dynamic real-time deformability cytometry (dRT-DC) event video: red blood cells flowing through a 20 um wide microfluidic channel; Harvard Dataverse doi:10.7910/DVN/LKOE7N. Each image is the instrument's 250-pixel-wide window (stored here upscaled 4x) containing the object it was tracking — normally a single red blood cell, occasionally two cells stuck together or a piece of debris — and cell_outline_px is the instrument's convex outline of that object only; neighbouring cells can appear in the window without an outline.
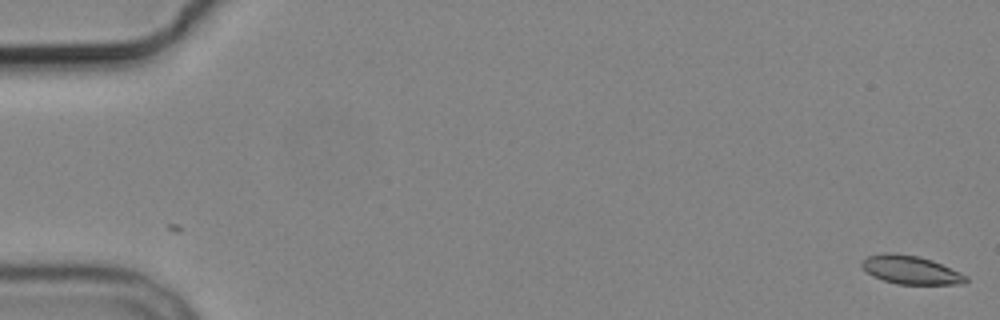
{"species": "common noctule bat (a hibernating species)", "species_latin": "Nyctalus noctula", "temperature_condition": "cold", "stored_images_in_passage": 10, "camera_frame_rate_fps": 3000, "um_per_image_px": 0.085, "animal": {"sex": "male", "body_mass_g": 19.2, "forearm_length_mm": 51.8}, "frame": {"image": 1, "passage_image": 1, "time_ms": 0.0, "image_size_px": [1000, 320], "cell_outline_px": [[968, 280], [964, 284], [896, 284], [872, 276], [860, 264], [868, 256], [884, 252], [892, 252], [920, 256], [932, 260], [960, 272], [968, 276]], "centroid_in_image_um": [77.43, 22.94], "position_along_channel_um": 7.6, "area_um2": 17.28}}
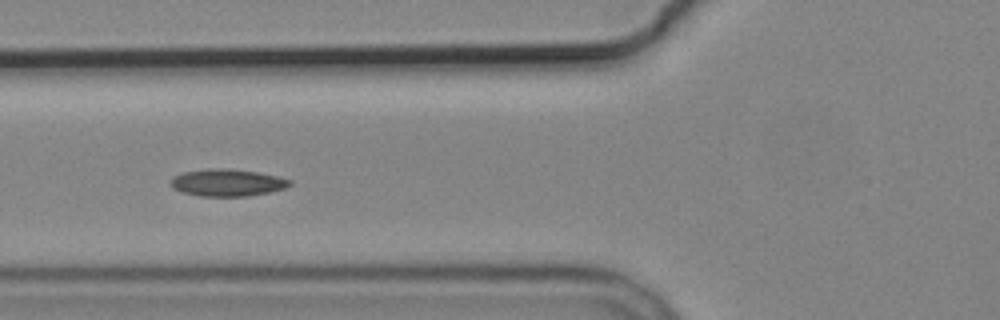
{"frame": {"image": 2, "passage_image": 7, "time_ms": 7.0, "image_size_px": [1000, 320], "cell_outline_px": [[292, 184], [284, 188], [268, 192], [244, 196], [200, 196], [184, 192], [172, 188], [168, 184], [168, 180], [172, 176], [180, 172], [208, 168], [228, 168], [256, 172], [276, 176], [292, 180]], "centroid_in_image_um": [19.23, 15.51], "position_along_channel_um": 106.6, "area_um2": 18.96}}
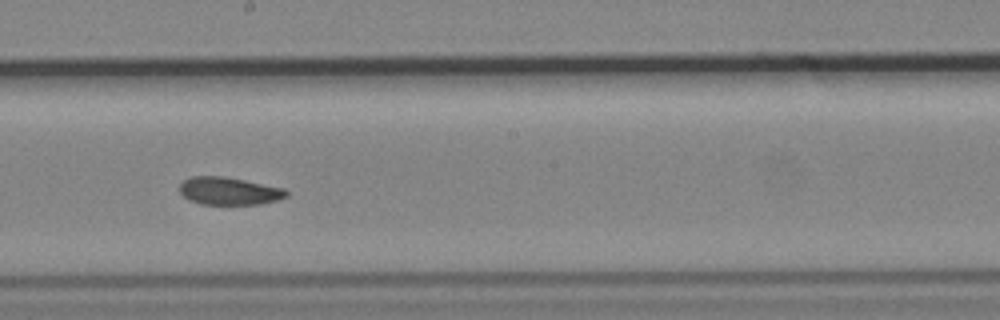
{"frame": {"image": 3, "passage_image": 10, "time_ms": 10.333, "image_size_px": [1000, 320], "cell_outline_px": [[288, 196], [276, 200], [260, 204], [200, 204], [188, 200], [180, 192], [180, 184], [184, 180], [192, 176], [224, 176], [284, 188], [288, 192]], "centroid_in_image_um": [19.46, 16.23], "position_along_channel_um": 228.7, "area_um2": 17.17}}